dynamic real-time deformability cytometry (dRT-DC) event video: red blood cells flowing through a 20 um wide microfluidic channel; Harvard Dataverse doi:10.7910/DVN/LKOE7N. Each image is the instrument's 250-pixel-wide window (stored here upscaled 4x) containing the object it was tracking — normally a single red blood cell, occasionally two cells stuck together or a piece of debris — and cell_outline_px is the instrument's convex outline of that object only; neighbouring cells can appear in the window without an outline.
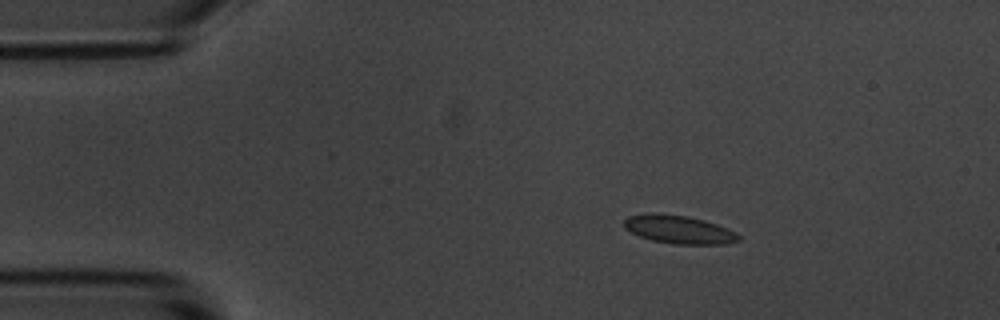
{"species": "common noctule bat (a hibernating species)", "species_latin": "Nyctalus noctula", "temperature_condition": "room temperature", "stored_images_in_passage": 6, "camera_frame_rate_fps": 3000, "um_per_image_px": 0.085, "animal": {"sex": "male", "body_mass_g": 20.1, "forearm_length_mm": 53.5}, "frame": {"image": 1, "passage_image": 3, "time_ms": 2.333, "image_size_px": [1000, 320], "cell_outline_px": [[740, 240], [728, 244], [672, 244], [652, 240], [640, 236], [624, 228], [624, 220], [628, 216], [644, 212], [656, 212], [688, 216], [704, 220], [728, 228], [736, 232], [740, 236]], "centroid_in_image_um": [57.7, 19.49], "position_along_channel_um": 27.3, "area_um2": 19.13}}
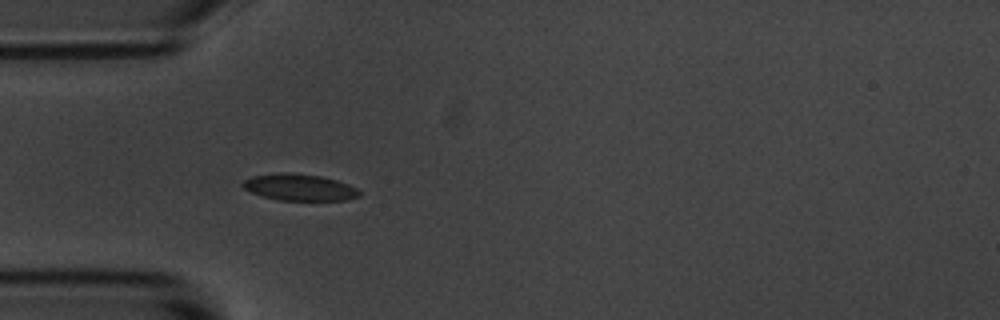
{"frame": {"image": 2, "passage_image": 5, "time_ms": 4.667, "image_size_px": [1000, 320], "cell_outline_px": [[360, 196], [344, 200], [280, 200], [264, 196], [252, 192], [244, 188], [240, 184], [244, 180], [252, 176], [280, 172], [288, 172], [320, 176], [336, 180], [348, 184], [356, 188], [360, 192]], "centroid_in_image_um": [25.44, 15.91], "position_along_channel_um": 59.6, "area_um2": 17.92}}